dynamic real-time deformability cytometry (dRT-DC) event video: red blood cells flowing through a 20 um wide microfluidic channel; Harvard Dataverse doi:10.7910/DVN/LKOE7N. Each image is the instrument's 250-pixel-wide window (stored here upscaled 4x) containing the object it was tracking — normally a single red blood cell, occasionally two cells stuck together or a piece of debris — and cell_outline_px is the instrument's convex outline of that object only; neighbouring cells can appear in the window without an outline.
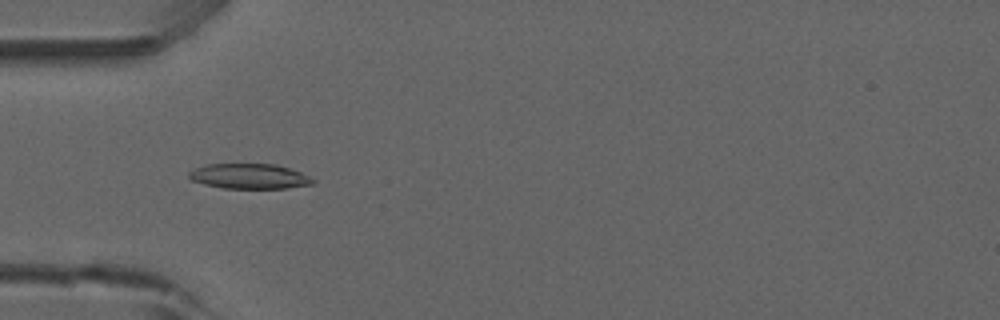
{"species": "common noctule bat (a hibernating species)", "species_latin": "Nyctalus noctula", "temperature_condition": "room temperature", "stored_images_in_passage": 53, "camera_frame_rate_fps": 3000, "um_per_image_px": 0.085, "animal": {"sex": "male", "forearm_length_mm": 52.5}, "frame": {"image": 1, "passage_image": 17, "time_ms": 5.333, "image_size_px": [1000, 320], "cell_outline_px": [[316, 184], [288, 188], [224, 188], [204, 184], [192, 180], [188, 176], [188, 172], [196, 168], [208, 164], [276, 164], [300, 172], [316, 180]], "centroid_in_image_um": [21.23, 14.99], "position_along_channel_um": 63.8, "area_um2": 18.09}}
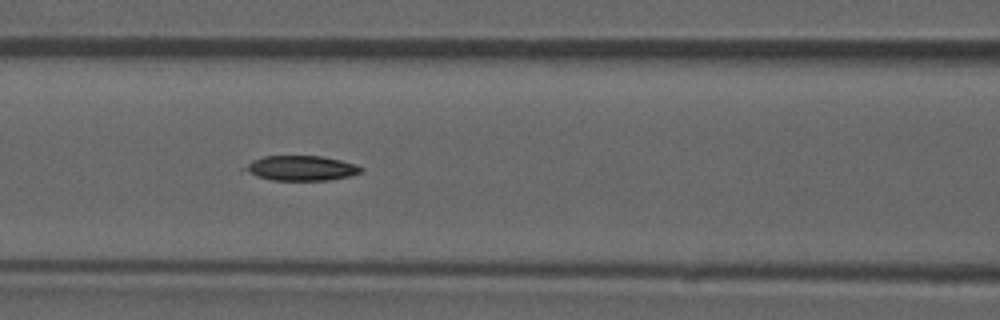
{"frame": {"image": 2, "passage_image": 23, "time_ms": 7.333, "image_size_px": [1000, 320], "cell_outline_px": [[364, 168], [360, 172], [348, 176], [328, 180], [272, 180], [256, 176], [240, 168], [252, 160], [264, 156], [324, 156], [356, 164]], "centroid_in_image_um": [25.56, 14.28], "position_along_channel_um": 141.0, "area_um2": 16.88}}
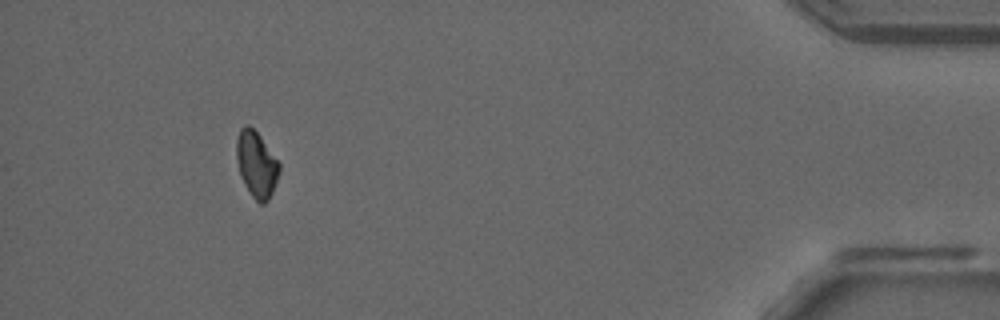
{"frame": {"image": 3, "passage_image": 49, "time_ms": 16.0, "image_size_px": [1000, 320], "cell_outline_px": [[280, 172], [272, 192], [268, 200], [264, 204], [260, 204], [252, 196], [244, 184], [236, 160], [236, 140], [240, 128], [244, 124], [248, 124], [260, 136], [280, 164]], "centroid_in_image_um": [21.79, 13.96], "position_along_channel_um": 413.4, "area_um2": 16.36}, "authors_computed_cell_mechanics": {"area_um2": 17.3978, "velocity_mm_per_s": 3.9024, "shape_relaxation_time_tau1_ms": 8.2187, "shape_relaxation_time_tau2_ms": null, "deformation_change_tau1": 0.167, "deformation_change_tau2": null}}